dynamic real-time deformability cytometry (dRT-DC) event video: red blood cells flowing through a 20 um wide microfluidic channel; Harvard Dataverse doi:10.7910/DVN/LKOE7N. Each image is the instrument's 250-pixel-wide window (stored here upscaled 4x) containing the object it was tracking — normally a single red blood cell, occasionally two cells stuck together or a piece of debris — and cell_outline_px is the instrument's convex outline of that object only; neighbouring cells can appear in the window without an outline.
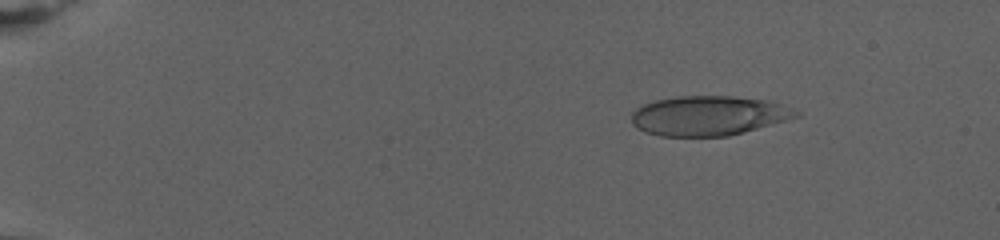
{"species": "human", "species_latin": "Homo sapiens", "temperature_condition": "warm", "stored_images_in_passage": 80, "camera_frame_rate_fps": 3000, "um_per_image_px": 0.085, "donor": {"sex": "female"}, "frame": {"image": 1, "passage_image": 13, "time_ms": 4.0, "image_size_px": [1000, 240], "cell_outline_px": [[800, 116], [728, 136], [660, 136], [644, 132], [632, 124], [632, 112], [636, 108], [644, 104], [656, 100], [680, 96], [732, 96], [764, 100], [800, 112]], "centroid_in_image_um": [60.16, 9.84], "position_along_channel_um": 24.8, "area_um2": 37.51}}
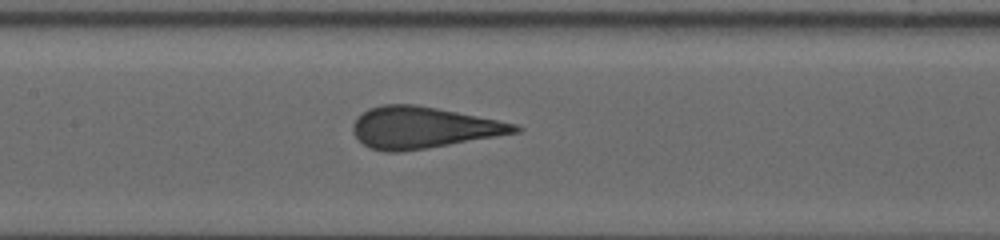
{"frame": {"image": 2, "passage_image": 42, "time_ms": 13.667, "image_size_px": [1000, 240], "cell_outline_px": [[524, 128], [520, 132], [428, 148], [400, 152], [384, 152], [368, 148], [352, 132], [352, 124], [356, 116], [368, 108], [380, 104], [416, 104], [516, 124]], "centroid_in_image_um": [35.9, 10.84], "position_along_channel_um": 171.5, "area_um2": 39.19}}
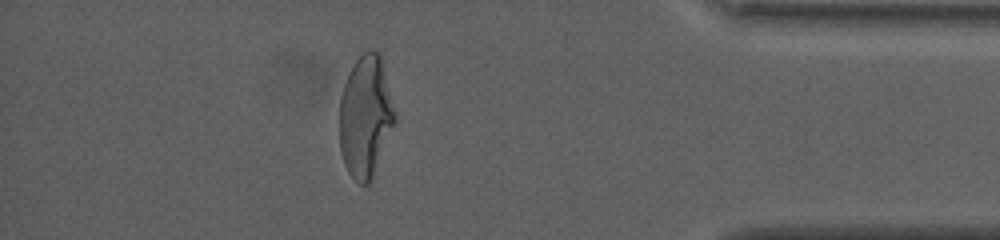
{"frame": {"image": 3, "passage_image": 71, "time_ms": 23.333, "image_size_px": [1000, 240], "cell_outline_px": [[396, 120], [372, 180], [368, 184], [360, 184], [348, 172], [344, 164], [340, 152], [340, 96], [348, 72], [352, 64], [368, 48], [380, 52], [396, 116]], "centroid_in_image_um": [31.06, 9.89], "position_along_channel_um": 404.1, "area_um2": 39.42}, "authors_computed_cell_mechanics": {"area_um2": 38.6682, "velocity_mm_per_s": 2.7165, "shape_relaxation_time_tau1_ms": 8.0062, "shape_relaxation_time_tau2_ms": null, "deformation_change_tau1": 0.2465, "deformation_change_tau2": null}}